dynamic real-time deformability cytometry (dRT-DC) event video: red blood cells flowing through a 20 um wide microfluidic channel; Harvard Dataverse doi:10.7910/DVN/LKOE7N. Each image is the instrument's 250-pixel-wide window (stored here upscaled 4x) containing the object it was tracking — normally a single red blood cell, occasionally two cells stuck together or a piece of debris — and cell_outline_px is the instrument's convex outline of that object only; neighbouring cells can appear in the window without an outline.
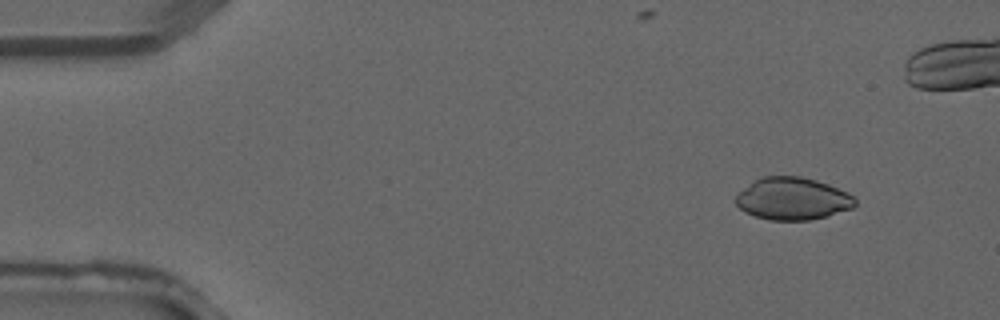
{"species": "common noctule bat (a hibernating species)", "species_latin": "Nyctalus noctula", "temperature_condition": "warm", "stored_images_in_passage": 4, "camera_frame_rate_fps": 3000, "um_per_image_px": 0.085, "animal": {"sex": "male", "forearm_length_mm": 52.5}, "frame": {"image": 1, "passage_image": 1, "time_ms": 0.0, "image_size_px": [1000, 320], "cell_outline_px": [[856, 204], [852, 208], [824, 216], [808, 220], [768, 220], [744, 212], [736, 204], [736, 196], [740, 192], [756, 180], [764, 176], [800, 176], [816, 180], [828, 184], [848, 192], [856, 200]], "centroid_in_image_um": [67.38, 16.89], "position_along_channel_um": 17.6, "area_um2": 29.07}}